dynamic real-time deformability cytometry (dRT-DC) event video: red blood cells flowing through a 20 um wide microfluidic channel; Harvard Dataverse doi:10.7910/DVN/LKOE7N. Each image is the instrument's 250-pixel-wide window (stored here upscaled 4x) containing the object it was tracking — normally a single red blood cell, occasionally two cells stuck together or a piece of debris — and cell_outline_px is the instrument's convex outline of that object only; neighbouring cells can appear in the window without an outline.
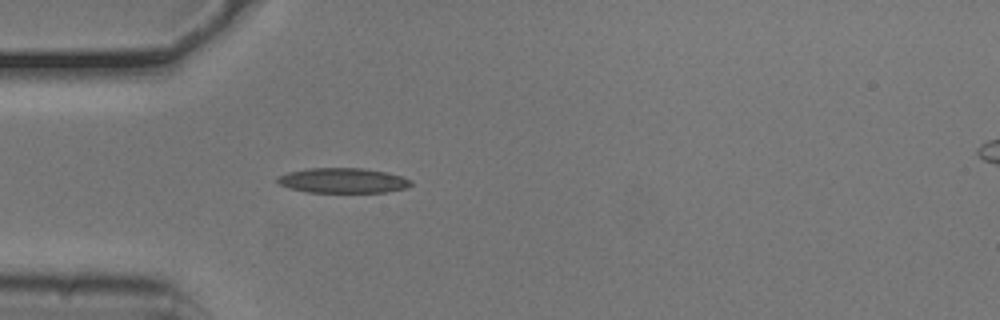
{"species": "common noctule bat (a hibernating species)", "species_latin": "Nyctalus noctula", "temperature_condition": "cold", "stored_images_in_passage": 19, "camera_frame_rate_fps": 3000, "um_per_image_px": 0.085, "animal": {"sex": "male", "body_mass_g": 20.5, "forearm_length_mm": 52.5}, "frame": {"image": 1, "passage_image": 1, "time_ms": 0.0, "image_size_px": [1000, 320], "cell_outline_px": [[412, 184], [404, 188], [384, 192], [308, 192], [292, 188], [280, 184], [276, 180], [276, 176], [288, 172], [308, 168], [364, 168], [384, 172], [400, 176], [412, 180]], "centroid_in_image_um": [29.12, 15.33], "position_along_channel_um": 55.9, "area_um2": 19.25}}
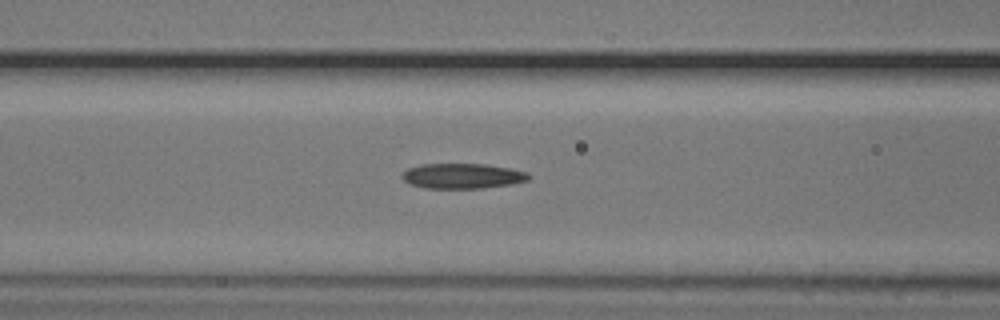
{"frame": {"image": 2, "passage_image": 7, "time_ms": 2.0, "image_size_px": [1000, 320], "cell_outline_px": [[532, 176], [528, 180], [512, 184], [480, 188], [424, 188], [408, 184], [404, 180], [404, 172], [408, 168], [420, 164], [484, 164], [512, 168], [528, 172]], "centroid_in_image_um": [39.35, 14.95], "position_along_channel_um": 127.3, "area_um2": 18.61}}
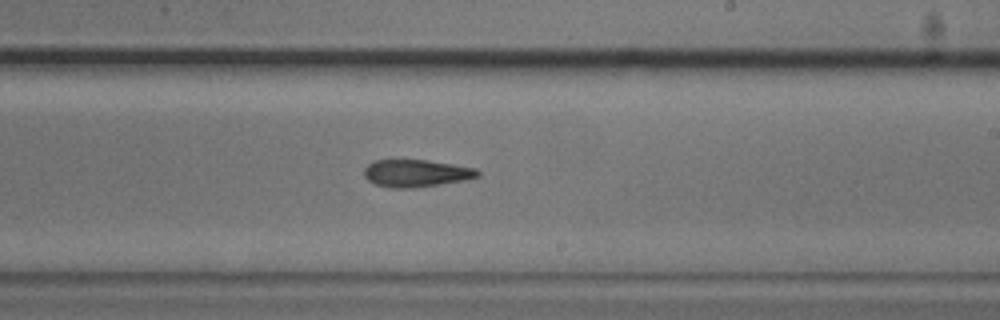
{"frame": {"image": 3, "passage_image": 17, "time_ms": 5.333, "image_size_px": [1000, 320], "cell_outline_px": [[480, 176], [464, 180], [412, 188], [388, 188], [376, 184], [368, 180], [364, 176], [364, 168], [368, 164], [376, 160], [392, 156], [428, 160], [476, 168], [480, 172]], "centroid_in_image_um": [35.3, 14.67], "position_along_channel_um": 253.7, "area_um2": 18.79}}